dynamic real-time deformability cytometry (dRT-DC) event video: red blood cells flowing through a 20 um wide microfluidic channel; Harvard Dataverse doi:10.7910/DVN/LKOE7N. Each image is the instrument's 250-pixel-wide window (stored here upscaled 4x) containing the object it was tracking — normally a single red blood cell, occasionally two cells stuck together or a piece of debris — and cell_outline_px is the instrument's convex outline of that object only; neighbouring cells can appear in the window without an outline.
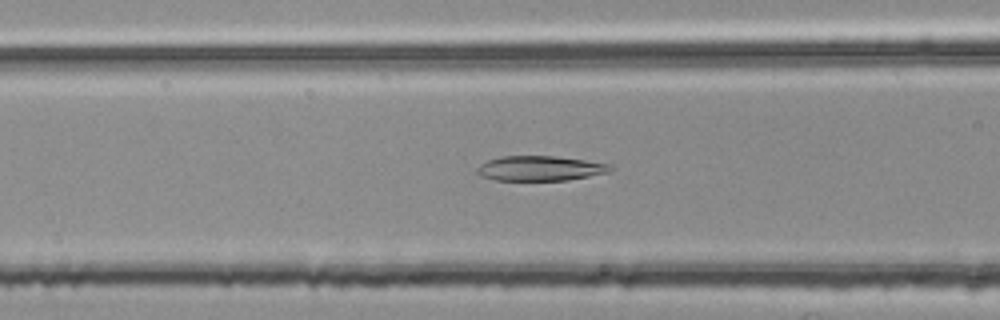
{"species": "common noctule bat (a hibernating species)", "species_latin": "Nyctalus noctula", "temperature_condition": "room temperature", "stored_images_in_passage": 37, "camera_frame_rate_fps": 3000, "um_per_image_px": 0.085, "animal": {"sex": "female", "body_mass_g": 25.1}, "frame": {"image": 1, "passage_image": 15, "time_ms": 4.667, "image_size_px": [1000, 320], "cell_outline_px": [[612, 168], [608, 172], [568, 180], [496, 180], [480, 176], [476, 172], [476, 168], [480, 164], [488, 160], [500, 156], [556, 156], [612, 164]], "centroid_in_image_um": [45.87, 14.3], "position_along_channel_um": 120.7, "area_um2": 19.31}}
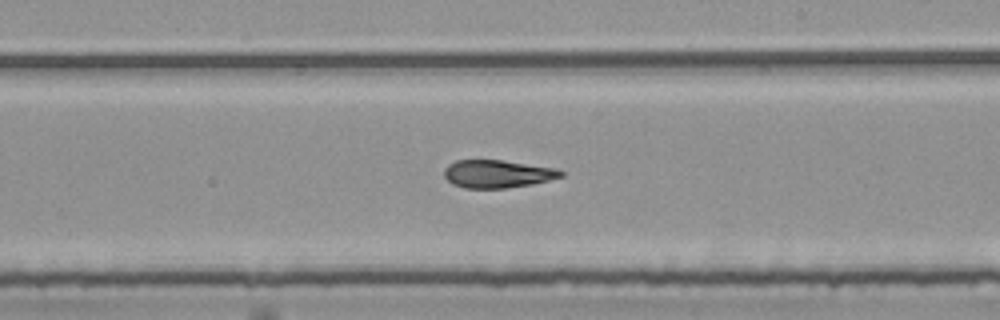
{"frame": {"image": 2, "passage_image": 25, "time_ms": 8.0, "image_size_px": [1000, 320], "cell_outline_px": [[564, 176], [532, 184], [504, 188], [464, 188], [452, 184], [444, 176], [444, 168], [448, 164], [456, 160], [500, 160], [556, 168], [564, 172]], "centroid_in_image_um": [42.26, 14.78], "position_along_channel_um": 246.7, "area_um2": 18.9}}
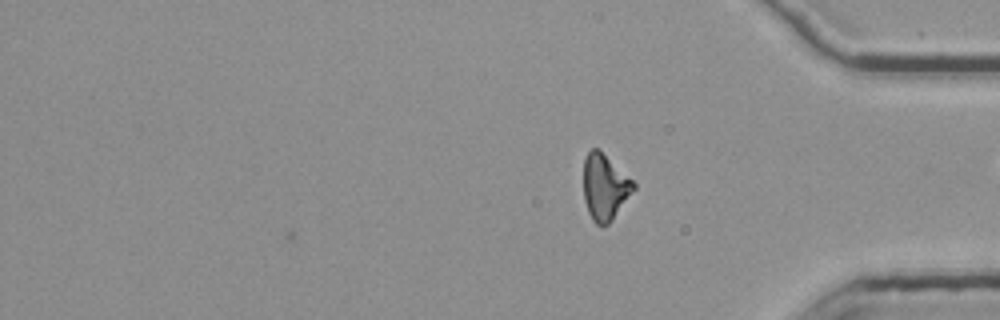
{"frame": {"image": 3, "passage_image": 37, "time_ms": 12.0, "image_size_px": [1000, 320], "cell_outline_px": [[636, 188], [612, 220], [608, 224], [596, 224], [592, 220], [588, 212], [584, 200], [584, 160], [588, 152], [592, 148], [600, 148], [636, 184]], "centroid_in_image_um": [51.41, 15.88], "position_along_channel_um": 383.8, "area_um2": 19.25}, "authors_computed_cell_mechanics": {"area_um2": 19.652, "velocity_mm_per_s": 3.7819, "shape_relaxation_time_tau1_ms": 7.1773, "shape_relaxation_time_tau2_ms": 4.0829, "deformation_change_tau1": 0.1895, "deformation_change_tau2": 0.1154}}